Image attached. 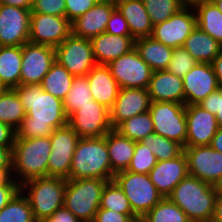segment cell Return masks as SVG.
Here are the masks:
<instances>
[{
    "label": "cell",
    "mask_w": 222,
    "mask_h": 222,
    "mask_svg": "<svg viewBox=\"0 0 222 222\" xmlns=\"http://www.w3.org/2000/svg\"><path fill=\"white\" fill-rule=\"evenodd\" d=\"M14 90L26 112L16 130L17 137H50L56 128L68 124L63 101L45 92L41 85H19Z\"/></svg>",
    "instance_id": "6da1fadb"
},
{
    "label": "cell",
    "mask_w": 222,
    "mask_h": 222,
    "mask_svg": "<svg viewBox=\"0 0 222 222\" xmlns=\"http://www.w3.org/2000/svg\"><path fill=\"white\" fill-rule=\"evenodd\" d=\"M50 154V137L22 138L16 136L12 147L13 179L21 185L30 179L48 177Z\"/></svg>",
    "instance_id": "7a4b0ae2"
},
{
    "label": "cell",
    "mask_w": 222,
    "mask_h": 222,
    "mask_svg": "<svg viewBox=\"0 0 222 222\" xmlns=\"http://www.w3.org/2000/svg\"><path fill=\"white\" fill-rule=\"evenodd\" d=\"M168 198L179 206L192 222H211L217 195L213 186L197 177L187 175Z\"/></svg>",
    "instance_id": "3957f363"
},
{
    "label": "cell",
    "mask_w": 222,
    "mask_h": 222,
    "mask_svg": "<svg viewBox=\"0 0 222 222\" xmlns=\"http://www.w3.org/2000/svg\"><path fill=\"white\" fill-rule=\"evenodd\" d=\"M99 178L113 180L106 135L79 138L72 158L69 179Z\"/></svg>",
    "instance_id": "277c9868"
},
{
    "label": "cell",
    "mask_w": 222,
    "mask_h": 222,
    "mask_svg": "<svg viewBox=\"0 0 222 222\" xmlns=\"http://www.w3.org/2000/svg\"><path fill=\"white\" fill-rule=\"evenodd\" d=\"M66 183L65 178L41 177L20 185V191L27 198L37 222L45 221L63 207Z\"/></svg>",
    "instance_id": "5b68a950"
},
{
    "label": "cell",
    "mask_w": 222,
    "mask_h": 222,
    "mask_svg": "<svg viewBox=\"0 0 222 222\" xmlns=\"http://www.w3.org/2000/svg\"><path fill=\"white\" fill-rule=\"evenodd\" d=\"M108 181L99 178L67 179L63 206L81 222H93Z\"/></svg>",
    "instance_id": "8992f818"
},
{
    "label": "cell",
    "mask_w": 222,
    "mask_h": 222,
    "mask_svg": "<svg viewBox=\"0 0 222 222\" xmlns=\"http://www.w3.org/2000/svg\"><path fill=\"white\" fill-rule=\"evenodd\" d=\"M113 180L128 198L130 207L138 218H142L163 198L151 182L149 174L123 170L115 173Z\"/></svg>",
    "instance_id": "52a82bcc"
},
{
    "label": "cell",
    "mask_w": 222,
    "mask_h": 222,
    "mask_svg": "<svg viewBox=\"0 0 222 222\" xmlns=\"http://www.w3.org/2000/svg\"><path fill=\"white\" fill-rule=\"evenodd\" d=\"M154 133L186 147L187 121L185 104L151 101L149 108Z\"/></svg>",
    "instance_id": "ba28073f"
},
{
    "label": "cell",
    "mask_w": 222,
    "mask_h": 222,
    "mask_svg": "<svg viewBox=\"0 0 222 222\" xmlns=\"http://www.w3.org/2000/svg\"><path fill=\"white\" fill-rule=\"evenodd\" d=\"M55 61L74 77L86 76L97 65L91 40L72 33L55 48Z\"/></svg>",
    "instance_id": "9c48e42d"
},
{
    "label": "cell",
    "mask_w": 222,
    "mask_h": 222,
    "mask_svg": "<svg viewBox=\"0 0 222 222\" xmlns=\"http://www.w3.org/2000/svg\"><path fill=\"white\" fill-rule=\"evenodd\" d=\"M107 66L120 88H148L153 70L135 48Z\"/></svg>",
    "instance_id": "30bf717a"
},
{
    "label": "cell",
    "mask_w": 222,
    "mask_h": 222,
    "mask_svg": "<svg viewBox=\"0 0 222 222\" xmlns=\"http://www.w3.org/2000/svg\"><path fill=\"white\" fill-rule=\"evenodd\" d=\"M68 124L79 138L103 137L113 129L109 109L94 99L72 113L68 117Z\"/></svg>",
    "instance_id": "8fae6325"
},
{
    "label": "cell",
    "mask_w": 222,
    "mask_h": 222,
    "mask_svg": "<svg viewBox=\"0 0 222 222\" xmlns=\"http://www.w3.org/2000/svg\"><path fill=\"white\" fill-rule=\"evenodd\" d=\"M78 140V134L69 124L54 130L50 136L51 154L48 157V177L69 179V171Z\"/></svg>",
    "instance_id": "7c38bea8"
},
{
    "label": "cell",
    "mask_w": 222,
    "mask_h": 222,
    "mask_svg": "<svg viewBox=\"0 0 222 222\" xmlns=\"http://www.w3.org/2000/svg\"><path fill=\"white\" fill-rule=\"evenodd\" d=\"M193 6H184L168 20L153 26L151 37L171 48L182 47L186 38L197 27Z\"/></svg>",
    "instance_id": "4fadbf2b"
},
{
    "label": "cell",
    "mask_w": 222,
    "mask_h": 222,
    "mask_svg": "<svg viewBox=\"0 0 222 222\" xmlns=\"http://www.w3.org/2000/svg\"><path fill=\"white\" fill-rule=\"evenodd\" d=\"M55 62V48L32 42L22 45L20 85H40Z\"/></svg>",
    "instance_id": "5bb4252c"
},
{
    "label": "cell",
    "mask_w": 222,
    "mask_h": 222,
    "mask_svg": "<svg viewBox=\"0 0 222 222\" xmlns=\"http://www.w3.org/2000/svg\"><path fill=\"white\" fill-rule=\"evenodd\" d=\"M72 33L66 16L31 13L29 42L56 48Z\"/></svg>",
    "instance_id": "9a60e30c"
},
{
    "label": "cell",
    "mask_w": 222,
    "mask_h": 222,
    "mask_svg": "<svg viewBox=\"0 0 222 222\" xmlns=\"http://www.w3.org/2000/svg\"><path fill=\"white\" fill-rule=\"evenodd\" d=\"M31 9L0 4V46L29 42Z\"/></svg>",
    "instance_id": "2e32d148"
},
{
    "label": "cell",
    "mask_w": 222,
    "mask_h": 222,
    "mask_svg": "<svg viewBox=\"0 0 222 222\" xmlns=\"http://www.w3.org/2000/svg\"><path fill=\"white\" fill-rule=\"evenodd\" d=\"M188 174L213 184L222 175V153L211 146H186Z\"/></svg>",
    "instance_id": "e0dca14e"
},
{
    "label": "cell",
    "mask_w": 222,
    "mask_h": 222,
    "mask_svg": "<svg viewBox=\"0 0 222 222\" xmlns=\"http://www.w3.org/2000/svg\"><path fill=\"white\" fill-rule=\"evenodd\" d=\"M185 105L199 104L210 93L219 89L217 76L210 63L198 62L182 77Z\"/></svg>",
    "instance_id": "ac0fdd59"
},
{
    "label": "cell",
    "mask_w": 222,
    "mask_h": 222,
    "mask_svg": "<svg viewBox=\"0 0 222 222\" xmlns=\"http://www.w3.org/2000/svg\"><path fill=\"white\" fill-rule=\"evenodd\" d=\"M186 146H210L219 126L215 115L198 104L185 105Z\"/></svg>",
    "instance_id": "d6986e66"
},
{
    "label": "cell",
    "mask_w": 222,
    "mask_h": 222,
    "mask_svg": "<svg viewBox=\"0 0 222 222\" xmlns=\"http://www.w3.org/2000/svg\"><path fill=\"white\" fill-rule=\"evenodd\" d=\"M150 103L148 89L120 88L117 99L109 110L112 128L115 129L126 119L149 111Z\"/></svg>",
    "instance_id": "ffe728a7"
},
{
    "label": "cell",
    "mask_w": 222,
    "mask_h": 222,
    "mask_svg": "<svg viewBox=\"0 0 222 222\" xmlns=\"http://www.w3.org/2000/svg\"><path fill=\"white\" fill-rule=\"evenodd\" d=\"M115 1L99 0L90 10L71 22L72 34L91 40L106 31Z\"/></svg>",
    "instance_id": "44dd1931"
},
{
    "label": "cell",
    "mask_w": 222,
    "mask_h": 222,
    "mask_svg": "<svg viewBox=\"0 0 222 222\" xmlns=\"http://www.w3.org/2000/svg\"><path fill=\"white\" fill-rule=\"evenodd\" d=\"M187 175V157L184 152L174 159L157 161L149 173L151 182L163 197H168Z\"/></svg>",
    "instance_id": "7402d4cb"
},
{
    "label": "cell",
    "mask_w": 222,
    "mask_h": 222,
    "mask_svg": "<svg viewBox=\"0 0 222 222\" xmlns=\"http://www.w3.org/2000/svg\"><path fill=\"white\" fill-rule=\"evenodd\" d=\"M147 89L151 101H168L185 104L182 78L167 70L153 71Z\"/></svg>",
    "instance_id": "603a6c76"
},
{
    "label": "cell",
    "mask_w": 222,
    "mask_h": 222,
    "mask_svg": "<svg viewBox=\"0 0 222 222\" xmlns=\"http://www.w3.org/2000/svg\"><path fill=\"white\" fill-rule=\"evenodd\" d=\"M91 43L97 65H108L135 48V40L131 36L113 35L106 32L92 38Z\"/></svg>",
    "instance_id": "cb8c5ba5"
},
{
    "label": "cell",
    "mask_w": 222,
    "mask_h": 222,
    "mask_svg": "<svg viewBox=\"0 0 222 222\" xmlns=\"http://www.w3.org/2000/svg\"><path fill=\"white\" fill-rule=\"evenodd\" d=\"M93 99L109 110L120 91V86L107 65H95L86 75Z\"/></svg>",
    "instance_id": "d4e9b609"
},
{
    "label": "cell",
    "mask_w": 222,
    "mask_h": 222,
    "mask_svg": "<svg viewBox=\"0 0 222 222\" xmlns=\"http://www.w3.org/2000/svg\"><path fill=\"white\" fill-rule=\"evenodd\" d=\"M115 5L128 23L134 40L151 36L153 24L142 0H117Z\"/></svg>",
    "instance_id": "484cf974"
},
{
    "label": "cell",
    "mask_w": 222,
    "mask_h": 222,
    "mask_svg": "<svg viewBox=\"0 0 222 222\" xmlns=\"http://www.w3.org/2000/svg\"><path fill=\"white\" fill-rule=\"evenodd\" d=\"M106 143L112 172L115 174L127 170L134 154L135 142L112 129L106 134Z\"/></svg>",
    "instance_id": "4316f807"
},
{
    "label": "cell",
    "mask_w": 222,
    "mask_h": 222,
    "mask_svg": "<svg viewBox=\"0 0 222 222\" xmlns=\"http://www.w3.org/2000/svg\"><path fill=\"white\" fill-rule=\"evenodd\" d=\"M182 47L197 62L211 64L219 54L222 45L197 26L186 38Z\"/></svg>",
    "instance_id": "83f0119b"
},
{
    "label": "cell",
    "mask_w": 222,
    "mask_h": 222,
    "mask_svg": "<svg viewBox=\"0 0 222 222\" xmlns=\"http://www.w3.org/2000/svg\"><path fill=\"white\" fill-rule=\"evenodd\" d=\"M135 49L153 71L166 70L174 51L151 36L136 39Z\"/></svg>",
    "instance_id": "f1b7e54d"
},
{
    "label": "cell",
    "mask_w": 222,
    "mask_h": 222,
    "mask_svg": "<svg viewBox=\"0 0 222 222\" xmlns=\"http://www.w3.org/2000/svg\"><path fill=\"white\" fill-rule=\"evenodd\" d=\"M22 46H0V83L7 89L20 85Z\"/></svg>",
    "instance_id": "f546056e"
},
{
    "label": "cell",
    "mask_w": 222,
    "mask_h": 222,
    "mask_svg": "<svg viewBox=\"0 0 222 222\" xmlns=\"http://www.w3.org/2000/svg\"><path fill=\"white\" fill-rule=\"evenodd\" d=\"M197 26L222 45V13L211 0L193 6Z\"/></svg>",
    "instance_id": "4dcf8cb0"
},
{
    "label": "cell",
    "mask_w": 222,
    "mask_h": 222,
    "mask_svg": "<svg viewBox=\"0 0 222 222\" xmlns=\"http://www.w3.org/2000/svg\"><path fill=\"white\" fill-rule=\"evenodd\" d=\"M74 78L66 68L55 61L40 85L45 92L63 101L72 86Z\"/></svg>",
    "instance_id": "1f68e13d"
},
{
    "label": "cell",
    "mask_w": 222,
    "mask_h": 222,
    "mask_svg": "<svg viewBox=\"0 0 222 222\" xmlns=\"http://www.w3.org/2000/svg\"><path fill=\"white\" fill-rule=\"evenodd\" d=\"M25 116L26 112L17 92L14 89H6L0 95V122L17 130Z\"/></svg>",
    "instance_id": "d6a6232c"
},
{
    "label": "cell",
    "mask_w": 222,
    "mask_h": 222,
    "mask_svg": "<svg viewBox=\"0 0 222 222\" xmlns=\"http://www.w3.org/2000/svg\"><path fill=\"white\" fill-rule=\"evenodd\" d=\"M115 130L134 142L143 140L146 136L154 133V125L150 112L147 111L124 120Z\"/></svg>",
    "instance_id": "836d02e7"
},
{
    "label": "cell",
    "mask_w": 222,
    "mask_h": 222,
    "mask_svg": "<svg viewBox=\"0 0 222 222\" xmlns=\"http://www.w3.org/2000/svg\"><path fill=\"white\" fill-rule=\"evenodd\" d=\"M143 222H192L184 211L168 197H163L147 214Z\"/></svg>",
    "instance_id": "e575fe53"
},
{
    "label": "cell",
    "mask_w": 222,
    "mask_h": 222,
    "mask_svg": "<svg viewBox=\"0 0 222 222\" xmlns=\"http://www.w3.org/2000/svg\"><path fill=\"white\" fill-rule=\"evenodd\" d=\"M93 100L89 81L86 76L75 77L70 90L63 100L64 111L67 117L77 111L81 106L90 104Z\"/></svg>",
    "instance_id": "d590c367"
},
{
    "label": "cell",
    "mask_w": 222,
    "mask_h": 222,
    "mask_svg": "<svg viewBox=\"0 0 222 222\" xmlns=\"http://www.w3.org/2000/svg\"><path fill=\"white\" fill-rule=\"evenodd\" d=\"M0 222H37L27 198L21 191L0 211Z\"/></svg>",
    "instance_id": "8d00e7d4"
},
{
    "label": "cell",
    "mask_w": 222,
    "mask_h": 222,
    "mask_svg": "<svg viewBox=\"0 0 222 222\" xmlns=\"http://www.w3.org/2000/svg\"><path fill=\"white\" fill-rule=\"evenodd\" d=\"M155 155L157 161L171 160L183 152V147L175 141L152 133L141 140Z\"/></svg>",
    "instance_id": "74e56055"
},
{
    "label": "cell",
    "mask_w": 222,
    "mask_h": 222,
    "mask_svg": "<svg viewBox=\"0 0 222 222\" xmlns=\"http://www.w3.org/2000/svg\"><path fill=\"white\" fill-rule=\"evenodd\" d=\"M100 208L113 210L122 214H134L128 198L114 180L106 183L102 192Z\"/></svg>",
    "instance_id": "f35d334b"
},
{
    "label": "cell",
    "mask_w": 222,
    "mask_h": 222,
    "mask_svg": "<svg viewBox=\"0 0 222 222\" xmlns=\"http://www.w3.org/2000/svg\"><path fill=\"white\" fill-rule=\"evenodd\" d=\"M150 20L154 25L168 20L184 5L179 0H142Z\"/></svg>",
    "instance_id": "ab89813d"
},
{
    "label": "cell",
    "mask_w": 222,
    "mask_h": 222,
    "mask_svg": "<svg viewBox=\"0 0 222 222\" xmlns=\"http://www.w3.org/2000/svg\"><path fill=\"white\" fill-rule=\"evenodd\" d=\"M157 164V159L141 141L135 142V150L127 171L133 173L149 174Z\"/></svg>",
    "instance_id": "60d3db41"
},
{
    "label": "cell",
    "mask_w": 222,
    "mask_h": 222,
    "mask_svg": "<svg viewBox=\"0 0 222 222\" xmlns=\"http://www.w3.org/2000/svg\"><path fill=\"white\" fill-rule=\"evenodd\" d=\"M198 62L183 47L174 48L167 71L178 77L185 76Z\"/></svg>",
    "instance_id": "b9f144b4"
},
{
    "label": "cell",
    "mask_w": 222,
    "mask_h": 222,
    "mask_svg": "<svg viewBox=\"0 0 222 222\" xmlns=\"http://www.w3.org/2000/svg\"><path fill=\"white\" fill-rule=\"evenodd\" d=\"M31 13L65 16V0H32Z\"/></svg>",
    "instance_id": "7bdbcfd3"
},
{
    "label": "cell",
    "mask_w": 222,
    "mask_h": 222,
    "mask_svg": "<svg viewBox=\"0 0 222 222\" xmlns=\"http://www.w3.org/2000/svg\"><path fill=\"white\" fill-rule=\"evenodd\" d=\"M198 105L215 115L218 126H222V89L210 93Z\"/></svg>",
    "instance_id": "ee69618b"
},
{
    "label": "cell",
    "mask_w": 222,
    "mask_h": 222,
    "mask_svg": "<svg viewBox=\"0 0 222 222\" xmlns=\"http://www.w3.org/2000/svg\"><path fill=\"white\" fill-rule=\"evenodd\" d=\"M99 0H65V16L72 22L90 10Z\"/></svg>",
    "instance_id": "f6af8a7d"
},
{
    "label": "cell",
    "mask_w": 222,
    "mask_h": 222,
    "mask_svg": "<svg viewBox=\"0 0 222 222\" xmlns=\"http://www.w3.org/2000/svg\"><path fill=\"white\" fill-rule=\"evenodd\" d=\"M105 32L113 35L131 36L128 23L117 8L111 13Z\"/></svg>",
    "instance_id": "bcb514c9"
},
{
    "label": "cell",
    "mask_w": 222,
    "mask_h": 222,
    "mask_svg": "<svg viewBox=\"0 0 222 222\" xmlns=\"http://www.w3.org/2000/svg\"><path fill=\"white\" fill-rule=\"evenodd\" d=\"M134 218L138 217L135 214H122L113 210L99 208L93 222H130Z\"/></svg>",
    "instance_id": "7dc6e473"
},
{
    "label": "cell",
    "mask_w": 222,
    "mask_h": 222,
    "mask_svg": "<svg viewBox=\"0 0 222 222\" xmlns=\"http://www.w3.org/2000/svg\"><path fill=\"white\" fill-rule=\"evenodd\" d=\"M20 191V184L12 179L7 185L0 186V211Z\"/></svg>",
    "instance_id": "c3c4849f"
},
{
    "label": "cell",
    "mask_w": 222,
    "mask_h": 222,
    "mask_svg": "<svg viewBox=\"0 0 222 222\" xmlns=\"http://www.w3.org/2000/svg\"><path fill=\"white\" fill-rule=\"evenodd\" d=\"M16 137V130L0 122V147L12 149Z\"/></svg>",
    "instance_id": "681fc988"
},
{
    "label": "cell",
    "mask_w": 222,
    "mask_h": 222,
    "mask_svg": "<svg viewBox=\"0 0 222 222\" xmlns=\"http://www.w3.org/2000/svg\"><path fill=\"white\" fill-rule=\"evenodd\" d=\"M44 222H81L70 210L64 206L57 209Z\"/></svg>",
    "instance_id": "f907efd6"
},
{
    "label": "cell",
    "mask_w": 222,
    "mask_h": 222,
    "mask_svg": "<svg viewBox=\"0 0 222 222\" xmlns=\"http://www.w3.org/2000/svg\"><path fill=\"white\" fill-rule=\"evenodd\" d=\"M0 169H12V149L0 147Z\"/></svg>",
    "instance_id": "816d5d0a"
},
{
    "label": "cell",
    "mask_w": 222,
    "mask_h": 222,
    "mask_svg": "<svg viewBox=\"0 0 222 222\" xmlns=\"http://www.w3.org/2000/svg\"><path fill=\"white\" fill-rule=\"evenodd\" d=\"M211 65L213 67L214 73L217 76L219 88L222 89V48Z\"/></svg>",
    "instance_id": "f5cc1de1"
},
{
    "label": "cell",
    "mask_w": 222,
    "mask_h": 222,
    "mask_svg": "<svg viewBox=\"0 0 222 222\" xmlns=\"http://www.w3.org/2000/svg\"><path fill=\"white\" fill-rule=\"evenodd\" d=\"M0 4L10 5L23 9H32V0H0Z\"/></svg>",
    "instance_id": "db71d44e"
},
{
    "label": "cell",
    "mask_w": 222,
    "mask_h": 222,
    "mask_svg": "<svg viewBox=\"0 0 222 222\" xmlns=\"http://www.w3.org/2000/svg\"><path fill=\"white\" fill-rule=\"evenodd\" d=\"M210 146L216 150L222 153V126L218 128L216 131V134L212 138Z\"/></svg>",
    "instance_id": "11a10c76"
},
{
    "label": "cell",
    "mask_w": 222,
    "mask_h": 222,
    "mask_svg": "<svg viewBox=\"0 0 222 222\" xmlns=\"http://www.w3.org/2000/svg\"><path fill=\"white\" fill-rule=\"evenodd\" d=\"M211 222H222V196L217 195L214 215Z\"/></svg>",
    "instance_id": "9f6ffc18"
},
{
    "label": "cell",
    "mask_w": 222,
    "mask_h": 222,
    "mask_svg": "<svg viewBox=\"0 0 222 222\" xmlns=\"http://www.w3.org/2000/svg\"><path fill=\"white\" fill-rule=\"evenodd\" d=\"M12 179V169H0V186L7 185Z\"/></svg>",
    "instance_id": "6f0895ef"
},
{
    "label": "cell",
    "mask_w": 222,
    "mask_h": 222,
    "mask_svg": "<svg viewBox=\"0 0 222 222\" xmlns=\"http://www.w3.org/2000/svg\"><path fill=\"white\" fill-rule=\"evenodd\" d=\"M216 195L222 196V175L212 184Z\"/></svg>",
    "instance_id": "680465c9"
},
{
    "label": "cell",
    "mask_w": 222,
    "mask_h": 222,
    "mask_svg": "<svg viewBox=\"0 0 222 222\" xmlns=\"http://www.w3.org/2000/svg\"><path fill=\"white\" fill-rule=\"evenodd\" d=\"M184 6H194L203 0H179Z\"/></svg>",
    "instance_id": "91938a15"
},
{
    "label": "cell",
    "mask_w": 222,
    "mask_h": 222,
    "mask_svg": "<svg viewBox=\"0 0 222 222\" xmlns=\"http://www.w3.org/2000/svg\"><path fill=\"white\" fill-rule=\"evenodd\" d=\"M222 13V0H211Z\"/></svg>",
    "instance_id": "94428289"
},
{
    "label": "cell",
    "mask_w": 222,
    "mask_h": 222,
    "mask_svg": "<svg viewBox=\"0 0 222 222\" xmlns=\"http://www.w3.org/2000/svg\"><path fill=\"white\" fill-rule=\"evenodd\" d=\"M6 89H7V88L0 83V95H1Z\"/></svg>",
    "instance_id": "6125c7cd"
},
{
    "label": "cell",
    "mask_w": 222,
    "mask_h": 222,
    "mask_svg": "<svg viewBox=\"0 0 222 222\" xmlns=\"http://www.w3.org/2000/svg\"><path fill=\"white\" fill-rule=\"evenodd\" d=\"M130 222H139V218H134Z\"/></svg>",
    "instance_id": "be15d7a7"
}]
</instances>
